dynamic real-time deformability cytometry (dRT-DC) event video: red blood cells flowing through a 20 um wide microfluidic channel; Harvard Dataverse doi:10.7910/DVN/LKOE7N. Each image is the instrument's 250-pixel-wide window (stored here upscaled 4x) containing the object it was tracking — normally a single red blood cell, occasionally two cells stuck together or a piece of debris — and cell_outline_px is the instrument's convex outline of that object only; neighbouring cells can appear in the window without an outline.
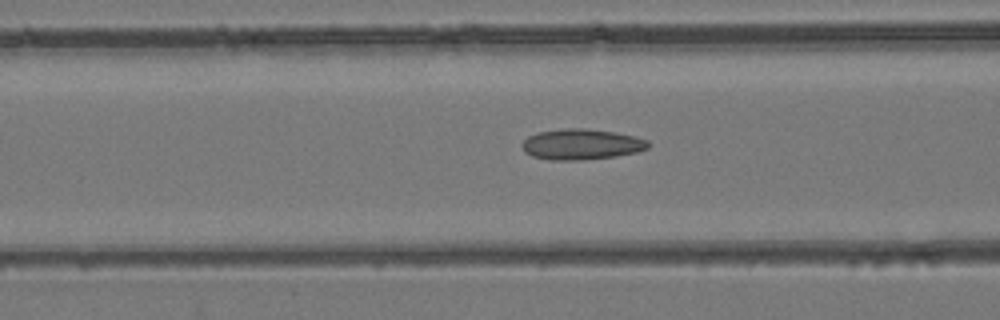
{"species": "common noctule bat (a hibernating species)", "species_latin": "Nyctalus noctula", "temperature_condition": "room temperature", "stored_images_in_passage": 47, "camera_frame_rate_fps": 3000, "um_per_image_px": 0.085, "animal": {"sex": "female", "body_mass_g": 24.6, "forearm_length_mm": 56.2}, "frame": {"image": 1, "passage_image": 19, "time_ms": 6.0, "image_size_px": [1000, 320], "cell_outline_px": [[652, 144], [648, 148], [636, 152], [616, 156], [584, 160], [548, 160], [532, 156], [524, 152], [520, 144], [528, 136], [536, 132], [564, 128], [584, 128], [612, 132], [636, 136], [648, 140]], "centroid_in_image_um": [49.4, 12.27], "position_along_channel_um": 117.2, "area_um2": 22.83}}
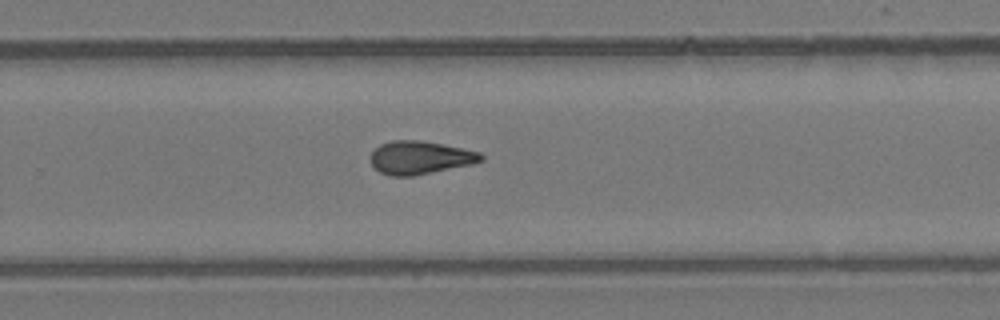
{"frame": {"image": 2, "passage_image": 31, "time_ms": 10.0, "image_size_px": [1000, 320], "cell_outline_px": [[484, 160], [472, 164], [412, 176], [392, 176], [380, 172], [372, 164], [372, 152], [380, 144], [392, 140], [420, 140], [444, 144], [464, 148], [480, 152], [484, 156]], "centroid_in_image_um": [35.74, 13.38], "position_along_channel_um": 294.1, "area_um2": 21.27}}
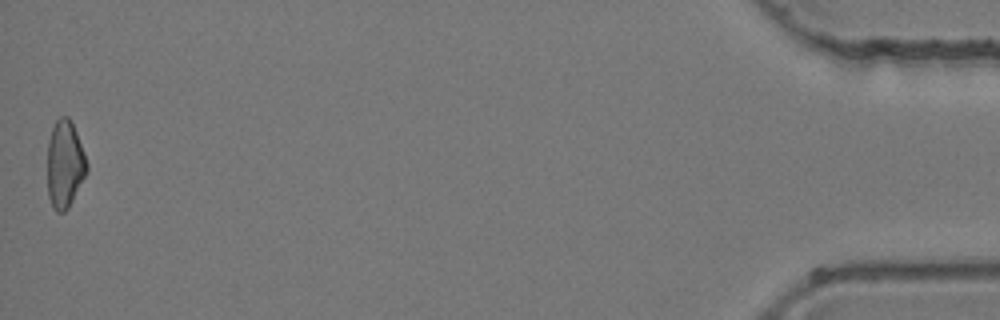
{"frame": {"image": 3, "passage_image": 47, "time_ms": 15.333, "image_size_px": [1000, 320], "cell_outline_px": [[88, 168], [68, 208], [64, 212], [56, 212], [52, 208], [48, 196], [48, 140], [52, 128], [56, 120], [60, 116], [68, 116], [76, 132], [84, 152], [88, 164]], "centroid_in_image_um": [5.49, 13.96], "position_along_channel_um": 429.7, "area_um2": 19.88}}